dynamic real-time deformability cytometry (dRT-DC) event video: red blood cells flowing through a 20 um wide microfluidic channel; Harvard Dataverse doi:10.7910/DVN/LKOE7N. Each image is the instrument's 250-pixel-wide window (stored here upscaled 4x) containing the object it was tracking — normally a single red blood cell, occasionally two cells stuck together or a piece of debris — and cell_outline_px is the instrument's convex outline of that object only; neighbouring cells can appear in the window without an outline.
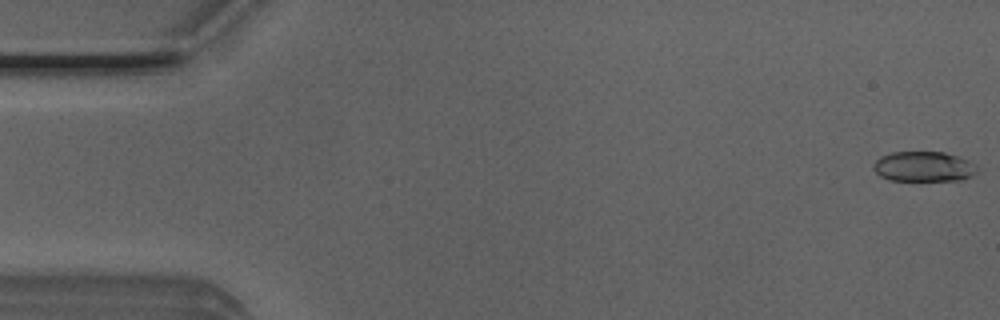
{"species": "Egyptian fruit bat (a non-hibernating species)", "species_latin": "Rousettus aegyptiacus", "temperature_condition": "room temperature", "stored_images_in_passage": 12, "camera_frame_rate_fps": 3000, "um_per_image_px": 0.085, "animal": {"sex": "male"}, "frame": {"image": 1, "passage_image": 1, "time_ms": 0.0, "image_size_px": [1000, 320], "cell_outline_px": [[976, 172], [972, 176], [964, 180], [888, 180], [880, 176], [872, 168], [872, 164], [880, 156], [892, 152], [944, 152], [968, 160], [976, 164]], "centroid_in_image_um": [78.49, 14.16], "position_along_channel_um": 6.5, "area_um2": 18.26}}